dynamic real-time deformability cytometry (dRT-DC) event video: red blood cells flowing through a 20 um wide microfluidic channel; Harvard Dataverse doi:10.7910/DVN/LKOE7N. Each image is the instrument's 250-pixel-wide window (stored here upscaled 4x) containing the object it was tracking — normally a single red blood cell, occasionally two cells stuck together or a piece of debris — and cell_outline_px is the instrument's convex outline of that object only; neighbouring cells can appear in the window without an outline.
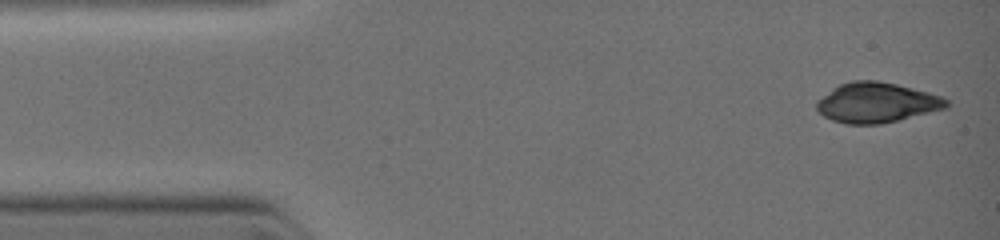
{"species": "common noctule bat (a hibernating species)", "species_latin": "Nyctalus noctula", "temperature_condition": "warm", "stored_images_in_passage": 12, "camera_frame_rate_fps": 3000, "um_per_image_px": 0.085, "animal": {"sex": "female", "body_mass_g": 19.0, "forearm_length_mm": 51.5}, "frame": {"image": 1, "passage_image": 1, "time_ms": 0.0, "image_size_px": [1000, 240], "cell_outline_px": [[948, 108], [880, 124], [844, 124], [832, 120], [824, 116], [816, 108], [816, 100], [832, 88], [840, 84], [852, 80], [876, 80], [896, 84], [928, 92], [940, 96], [948, 100]], "centroid_in_image_um": [74.49, 8.72], "position_along_channel_um": 10.5, "area_um2": 30.29}}
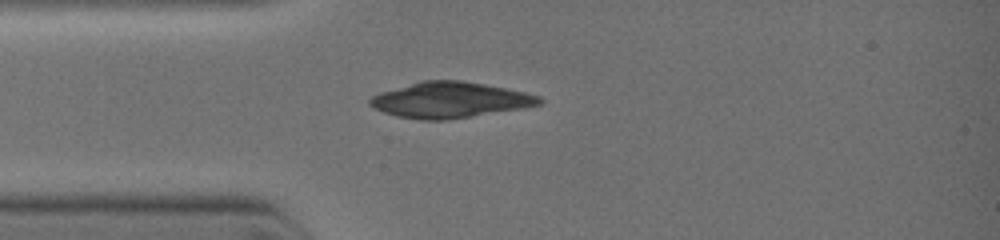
{"frame": {"image": 2, "passage_image": 10, "time_ms": 2.333, "image_size_px": [1000, 240], "cell_outline_px": [[544, 104], [520, 108], [444, 120], [424, 120], [400, 116], [384, 112], [368, 104], [368, 100], [372, 96], [380, 92], [424, 80], [460, 80], [504, 88], [524, 92], [540, 96], [544, 100]], "centroid_in_image_um": [38.25, 8.49], "position_along_channel_um": 46.8, "area_um2": 34.62}}